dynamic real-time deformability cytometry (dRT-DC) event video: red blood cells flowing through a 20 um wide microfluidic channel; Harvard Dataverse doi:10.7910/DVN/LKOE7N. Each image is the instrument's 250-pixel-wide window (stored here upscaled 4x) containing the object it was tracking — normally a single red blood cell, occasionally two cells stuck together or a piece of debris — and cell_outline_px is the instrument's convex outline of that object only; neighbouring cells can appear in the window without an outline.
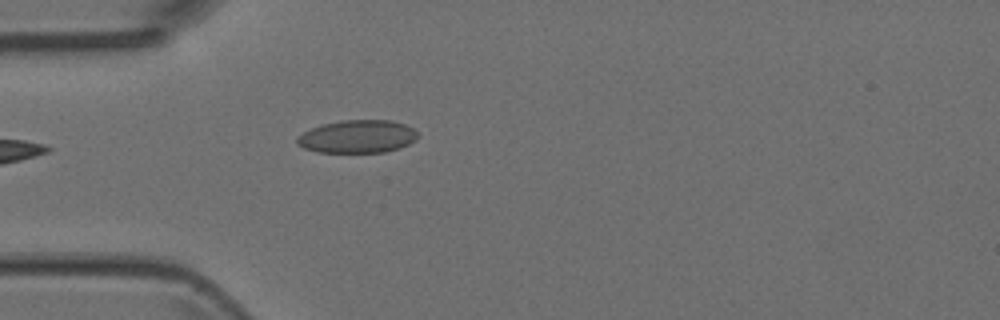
{"species": "Egyptian fruit bat (a non-hibernating species)", "species_latin": "Rousettus aegyptiacus", "temperature_condition": "room temperature", "stored_images_in_passage": 1, "camera_frame_rate_fps": 3000, "um_per_image_px": 0.085, "animal": {"sex": "female"}, "frame": {"image": 1, "passage_image": 1, "time_ms": 0.0, "image_size_px": [1000, 320], "cell_outline_px": [[420, 136], [416, 140], [400, 148], [384, 152], [316, 152], [304, 148], [296, 144], [296, 136], [320, 124], [340, 120], [392, 120], [404, 124], [412, 128]], "centroid_in_image_um": [30.37, 11.6], "position_along_channel_um": 54.6, "area_um2": 23.35}}